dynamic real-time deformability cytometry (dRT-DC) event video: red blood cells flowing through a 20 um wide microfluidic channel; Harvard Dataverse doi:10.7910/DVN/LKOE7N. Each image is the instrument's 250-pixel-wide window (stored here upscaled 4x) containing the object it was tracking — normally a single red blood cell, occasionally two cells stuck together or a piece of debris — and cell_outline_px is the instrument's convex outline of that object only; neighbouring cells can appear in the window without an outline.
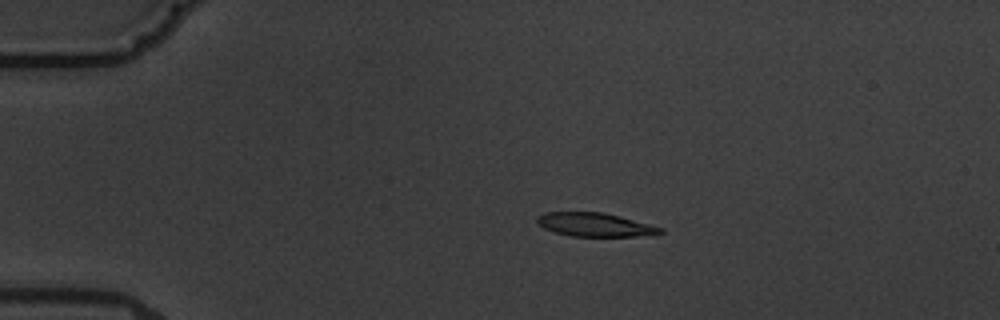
{"species": "common noctule bat (a hibernating species)", "species_latin": "Nyctalus noctula", "temperature_condition": "warm", "stored_images_in_passage": 5, "camera_frame_rate_fps": 3000, "um_per_image_px": 0.085, "animal": {"sex": "male", "body_mass_g": 19.5, "forearm_length_mm": 54.6}, "frame": {"image": 1, "passage_image": 4, "time_ms": 3.667, "image_size_px": [1000, 320], "cell_outline_px": [[664, 232], [636, 236], [572, 236], [556, 232], [544, 228], [536, 224], [536, 216], [544, 212], [604, 212], [620, 216], [664, 228]], "centroid_in_image_um": [50.52, 19.08], "position_along_channel_um": 34.5, "area_um2": 16.94}}